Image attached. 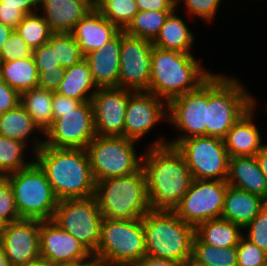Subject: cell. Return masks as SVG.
Masks as SVG:
<instances>
[{
  "mask_svg": "<svg viewBox=\"0 0 267 266\" xmlns=\"http://www.w3.org/2000/svg\"><path fill=\"white\" fill-rule=\"evenodd\" d=\"M146 146L142 169L152 211H174L193 181L182 153L166 137Z\"/></svg>",
  "mask_w": 267,
  "mask_h": 266,
  "instance_id": "cell-1",
  "label": "cell"
},
{
  "mask_svg": "<svg viewBox=\"0 0 267 266\" xmlns=\"http://www.w3.org/2000/svg\"><path fill=\"white\" fill-rule=\"evenodd\" d=\"M33 138L30 151L34 161L44 171L58 200L95 195L96 182L86 149L54 148L45 146L41 138Z\"/></svg>",
  "mask_w": 267,
  "mask_h": 266,
  "instance_id": "cell-2",
  "label": "cell"
},
{
  "mask_svg": "<svg viewBox=\"0 0 267 266\" xmlns=\"http://www.w3.org/2000/svg\"><path fill=\"white\" fill-rule=\"evenodd\" d=\"M151 64L148 91L167 103L196 90L213 74L203 68L192 53L156 46L152 50Z\"/></svg>",
  "mask_w": 267,
  "mask_h": 266,
  "instance_id": "cell-3",
  "label": "cell"
},
{
  "mask_svg": "<svg viewBox=\"0 0 267 266\" xmlns=\"http://www.w3.org/2000/svg\"><path fill=\"white\" fill-rule=\"evenodd\" d=\"M255 103L254 95L237 78L213 73L208 78L206 136L224 139Z\"/></svg>",
  "mask_w": 267,
  "mask_h": 266,
  "instance_id": "cell-4",
  "label": "cell"
},
{
  "mask_svg": "<svg viewBox=\"0 0 267 266\" xmlns=\"http://www.w3.org/2000/svg\"><path fill=\"white\" fill-rule=\"evenodd\" d=\"M95 198L103 218L138 219L151 210L146 176L138 172L96 182Z\"/></svg>",
  "mask_w": 267,
  "mask_h": 266,
  "instance_id": "cell-5",
  "label": "cell"
},
{
  "mask_svg": "<svg viewBox=\"0 0 267 266\" xmlns=\"http://www.w3.org/2000/svg\"><path fill=\"white\" fill-rule=\"evenodd\" d=\"M146 254L184 263L192 255L195 228L173 211H148L142 217Z\"/></svg>",
  "mask_w": 267,
  "mask_h": 266,
  "instance_id": "cell-6",
  "label": "cell"
},
{
  "mask_svg": "<svg viewBox=\"0 0 267 266\" xmlns=\"http://www.w3.org/2000/svg\"><path fill=\"white\" fill-rule=\"evenodd\" d=\"M146 255L142 218L107 219L101 223L100 242L95 261L108 266L135 265Z\"/></svg>",
  "mask_w": 267,
  "mask_h": 266,
  "instance_id": "cell-7",
  "label": "cell"
},
{
  "mask_svg": "<svg viewBox=\"0 0 267 266\" xmlns=\"http://www.w3.org/2000/svg\"><path fill=\"white\" fill-rule=\"evenodd\" d=\"M5 177L12 186L21 219L52 220L59 200L44 171L35 161Z\"/></svg>",
  "mask_w": 267,
  "mask_h": 266,
  "instance_id": "cell-8",
  "label": "cell"
},
{
  "mask_svg": "<svg viewBox=\"0 0 267 266\" xmlns=\"http://www.w3.org/2000/svg\"><path fill=\"white\" fill-rule=\"evenodd\" d=\"M137 143L123 136L96 135L86 148L95 182L138 172L143 154L137 155Z\"/></svg>",
  "mask_w": 267,
  "mask_h": 266,
  "instance_id": "cell-9",
  "label": "cell"
},
{
  "mask_svg": "<svg viewBox=\"0 0 267 266\" xmlns=\"http://www.w3.org/2000/svg\"><path fill=\"white\" fill-rule=\"evenodd\" d=\"M103 216L95 196L59 200L52 221L71 233L92 255L100 242Z\"/></svg>",
  "mask_w": 267,
  "mask_h": 266,
  "instance_id": "cell-10",
  "label": "cell"
},
{
  "mask_svg": "<svg viewBox=\"0 0 267 266\" xmlns=\"http://www.w3.org/2000/svg\"><path fill=\"white\" fill-rule=\"evenodd\" d=\"M176 148L184 156L193 179H227L230 157L223 139L194 136L182 140Z\"/></svg>",
  "mask_w": 267,
  "mask_h": 266,
  "instance_id": "cell-11",
  "label": "cell"
},
{
  "mask_svg": "<svg viewBox=\"0 0 267 266\" xmlns=\"http://www.w3.org/2000/svg\"><path fill=\"white\" fill-rule=\"evenodd\" d=\"M228 186L226 180L193 179L173 212L194 228L208 220L221 218Z\"/></svg>",
  "mask_w": 267,
  "mask_h": 266,
  "instance_id": "cell-12",
  "label": "cell"
},
{
  "mask_svg": "<svg viewBox=\"0 0 267 266\" xmlns=\"http://www.w3.org/2000/svg\"><path fill=\"white\" fill-rule=\"evenodd\" d=\"M207 107L208 79L196 90L172 99L168 103V123L182 133L167 144L176 147L186 138L206 136Z\"/></svg>",
  "mask_w": 267,
  "mask_h": 266,
  "instance_id": "cell-13",
  "label": "cell"
},
{
  "mask_svg": "<svg viewBox=\"0 0 267 266\" xmlns=\"http://www.w3.org/2000/svg\"><path fill=\"white\" fill-rule=\"evenodd\" d=\"M91 102H81L74 110L63 113L45 132L44 145L54 148L86 149L95 138Z\"/></svg>",
  "mask_w": 267,
  "mask_h": 266,
  "instance_id": "cell-14",
  "label": "cell"
},
{
  "mask_svg": "<svg viewBox=\"0 0 267 266\" xmlns=\"http://www.w3.org/2000/svg\"><path fill=\"white\" fill-rule=\"evenodd\" d=\"M153 42L121 30L119 88L148 91Z\"/></svg>",
  "mask_w": 267,
  "mask_h": 266,
  "instance_id": "cell-15",
  "label": "cell"
},
{
  "mask_svg": "<svg viewBox=\"0 0 267 266\" xmlns=\"http://www.w3.org/2000/svg\"><path fill=\"white\" fill-rule=\"evenodd\" d=\"M40 257L60 266H77L92 262L93 255L69 232L52 220L40 221Z\"/></svg>",
  "mask_w": 267,
  "mask_h": 266,
  "instance_id": "cell-16",
  "label": "cell"
},
{
  "mask_svg": "<svg viewBox=\"0 0 267 266\" xmlns=\"http://www.w3.org/2000/svg\"><path fill=\"white\" fill-rule=\"evenodd\" d=\"M162 120L168 122L167 102L149 91L130 92L125 112V138L140 141Z\"/></svg>",
  "mask_w": 267,
  "mask_h": 266,
  "instance_id": "cell-17",
  "label": "cell"
},
{
  "mask_svg": "<svg viewBox=\"0 0 267 266\" xmlns=\"http://www.w3.org/2000/svg\"><path fill=\"white\" fill-rule=\"evenodd\" d=\"M132 90L98 88L91 99L96 135L123 136L126 106Z\"/></svg>",
  "mask_w": 267,
  "mask_h": 266,
  "instance_id": "cell-18",
  "label": "cell"
},
{
  "mask_svg": "<svg viewBox=\"0 0 267 266\" xmlns=\"http://www.w3.org/2000/svg\"><path fill=\"white\" fill-rule=\"evenodd\" d=\"M40 220L20 219L4 225L1 244L11 266H25L40 257Z\"/></svg>",
  "mask_w": 267,
  "mask_h": 266,
  "instance_id": "cell-19",
  "label": "cell"
},
{
  "mask_svg": "<svg viewBox=\"0 0 267 266\" xmlns=\"http://www.w3.org/2000/svg\"><path fill=\"white\" fill-rule=\"evenodd\" d=\"M121 30L101 48L87 53V61L98 88H119Z\"/></svg>",
  "mask_w": 267,
  "mask_h": 266,
  "instance_id": "cell-20",
  "label": "cell"
},
{
  "mask_svg": "<svg viewBox=\"0 0 267 266\" xmlns=\"http://www.w3.org/2000/svg\"><path fill=\"white\" fill-rule=\"evenodd\" d=\"M94 8L89 0H39L38 11L52 33H71L75 25Z\"/></svg>",
  "mask_w": 267,
  "mask_h": 266,
  "instance_id": "cell-21",
  "label": "cell"
},
{
  "mask_svg": "<svg viewBox=\"0 0 267 266\" xmlns=\"http://www.w3.org/2000/svg\"><path fill=\"white\" fill-rule=\"evenodd\" d=\"M119 31L94 7L75 25L71 34L86 55L101 48Z\"/></svg>",
  "mask_w": 267,
  "mask_h": 266,
  "instance_id": "cell-22",
  "label": "cell"
},
{
  "mask_svg": "<svg viewBox=\"0 0 267 266\" xmlns=\"http://www.w3.org/2000/svg\"><path fill=\"white\" fill-rule=\"evenodd\" d=\"M256 104L239 119L223 139L229 157L255 156L266 144L254 119Z\"/></svg>",
  "mask_w": 267,
  "mask_h": 266,
  "instance_id": "cell-23",
  "label": "cell"
},
{
  "mask_svg": "<svg viewBox=\"0 0 267 266\" xmlns=\"http://www.w3.org/2000/svg\"><path fill=\"white\" fill-rule=\"evenodd\" d=\"M226 182L267 201V180L255 156L230 157Z\"/></svg>",
  "mask_w": 267,
  "mask_h": 266,
  "instance_id": "cell-24",
  "label": "cell"
},
{
  "mask_svg": "<svg viewBox=\"0 0 267 266\" xmlns=\"http://www.w3.org/2000/svg\"><path fill=\"white\" fill-rule=\"evenodd\" d=\"M266 204L267 201L258 195L228 186L221 218L244 228L259 214Z\"/></svg>",
  "mask_w": 267,
  "mask_h": 266,
  "instance_id": "cell-25",
  "label": "cell"
},
{
  "mask_svg": "<svg viewBox=\"0 0 267 266\" xmlns=\"http://www.w3.org/2000/svg\"><path fill=\"white\" fill-rule=\"evenodd\" d=\"M98 87L94 83L89 65L85 59L65 69L64 78L56 93L80 102H91Z\"/></svg>",
  "mask_w": 267,
  "mask_h": 266,
  "instance_id": "cell-26",
  "label": "cell"
},
{
  "mask_svg": "<svg viewBox=\"0 0 267 266\" xmlns=\"http://www.w3.org/2000/svg\"><path fill=\"white\" fill-rule=\"evenodd\" d=\"M176 11L175 8L168 15L153 45L165 50L192 53L195 35L185 23L186 21L176 14Z\"/></svg>",
  "mask_w": 267,
  "mask_h": 266,
  "instance_id": "cell-27",
  "label": "cell"
},
{
  "mask_svg": "<svg viewBox=\"0 0 267 266\" xmlns=\"http://www.w3.org/2000/svg\"><path fill=\"white\" fill-rule=\"evenodd\" d=\"M243 231L240 225L217 218L199 224L195 228V236L204 244L217 248H230L239 244Z\"/></svg>",
  "mask_w": 267,
  "mask_h": 266,
  "instance_id": "cell-28",
  "label": "cell"
},
{
  "mask_svg": "<svg viewBox=\"0 0 267 266\" xmlns=\"http://www.w3.org/2000/svg\"><path fill=\"white\" fill-rule=\"evenodd\" d=\"M38 76L33 55L15 61L0 62V79L20 94L37 88Z\"/></svg>",
  "mask_w": 267,
  "mask_h": 266,
  "instance_id": "cell-29",
  "label": "cell"
},
{
  "mask_svg": "<svg viewBox=\"0 0 267 266\" xmlns=\"http://www.w3.org/2000/svg\"><path fill=\"white\" fill-rule=\"evenodd\" d=\"M34 131L42 133L44 137V133L21 104L0 115V136L18 140L29 146Z\"/></svg>",
  "mask_w": 267,
  "mask_h": 266,
  "instance_id": "cell-30",
  "label": "cell"
},
{
  "mask_svg": "<svg viewBox=\"0 0 267 266\" xmlns=\"http://www.w3.org/2000/svg\"><path fill=\"white\" fill-rule=\"evenodd\" d=\"M53 92L39 87L21 93L20 104L45 134L52 126Z\"/></svg>",
  "mask_w": 267,
  "mask_h": 266,
  "instance_id": "cell-31",
  "label": "cell"
},
{
  "mask_svg": "<svg viewBox=\"0 0 267 266\" xmlns=\"http://www.w3.org/2000/svg\"><path fill=\"white\" fill-rule=\"evenodd\" d=\"M172 11H139L124 30L127 35L154 42Z\"/></svg>",
  "mask_w": 267,
  "mask_h": 266,
  "instance_id": "cell-32",
  "label": "cell"
},
{
  "mask_svg": "<svg viewBox=\"0 0 267 266\" xmlns=\"http://www.w3.org/2000/svg\"><path fill=\"white\" fill-rule=\"evenodd\" d=\"M27 147L23 142L0 136V176L5 177L34 162L33 157L31 161L24 159Z\"/></svg>",
  "mask_w": 267,
  "mask_h": 266,
  "instance_id": "cell-33",
  "label": "cell"
},
{
  "mask_svg": "<svg viewBox=\"0 0 267 266\" xmlns=\"http://www.w3.org/2000/svg\"><path fill=\"white\" fill-rule=\"evenodd\" d=\"M15 30L32 49L47 43L52 34L40 11L26 14Z\"/></svg>",
  "mask_w": 267,
  "mask_h": 266,
  "instance_id": "cell-34",
  "label": "cell"
},
{
  "mask_svg": "<svg viewBox=\"0 0 267 266\" xmlns=\"http://www.w3.org/2000/svg\"><path fill=\"white\" fill-rule=\"evenodd\" d=\"M192 256L208 266H237V249L217 248L202 243L196 236L193 238Z\"/></svg>",
  "mask_w": 267,
  "mask_h": 266,
  "instance_id": "cell-35",
  "label": "cell"
},
{
  "mask_svg": "<svg viewBox=\"0 0 267 266\" xmlns=\"http://www.w3.org/2000/svg\"><path fill=\"white\" fill-rule=\"evenodd\" d=\"M95 8L119 30H125L139 12L136 0H102Z\"/></svg>",
  "mask_w": 267,
  "mask_h": 266,
  "instance_id": "cell-36",
  "label": "cell"
},
{
  "mask_svg": "<svg viewBox=\"0 0 267 266\" xmlns=\"http://www.w3.org/2000/svg\"><path fill=\"white\" fill-rule=\"evenodd\" d=\"M48 43L54 48L55 62L64 69L72 67L85 57L71 33H52Z\"/></svg>",
  "mask_w": 267,
  "mask_h": 266,
  "instance_id": "cell-37",
  "label": "cell"
},
{
  "mask_svg": "<svg viewBox=\"0 0 267 266\" xmlns=\"http://www.w3.org/2000/svg\"><path fill=\"white\" fill-rule=\"evenodd\" d=\"M20 219L12 186L6 177L0 176V222L8 225Z\"/></svg>",
  "mask_w": 267,
  "mask_h": 266,
  "instance_id": "cell-38",
  "label": "cell"
},
{
  "mask_svg": "<svg viewBox=\"0 0 267 266\" xmlns=\"http://www.w3.org/2000/svg\"><path fill=\"white\" fill-rule=\"evenodd\" d=\"M181 2L184 4L186 15L198 17L202 21L210 23L215 20L214 17L222 0H177L176 7L181 6L179 5Z\"/></svg>",
  "mask_w": 267,
  "mask_h": 266,
  "instance_id": "cell-39",
  "label": "cell"
},
{
  "mask_svg": "<svg viewBox=\"0 0 267 266\" xmlns=\"http://www.w3.org/2000/svg\"><path fill=\"white\" fill-rule=\"evenodd\" d=\"M237 249V266H263L267 261V253L259 249L244 235L241 237Z\"/></svg>",
  "mask_w": 267,
  "mask_h": 266,
  "instance_id": "cell-40",
  "label": "cell"
},
{
  "mask_svg": "<svg viewBox=\"0 0 267 266\" xmlns=\"http://www.w3.org/2000/svg\"><path fill=\"white\" fill-rule=\"evenodd\" d=\"M29 47L16 30H13L0 51V62L15 61L32 56Z\"/></svg>",
  "mask_w": 267,
  "mask_h": 266,
  "instance_id": "cell-41",
  "label": "cell"
},
{
  "mask_svg": "<svg viewBox=\"0 0 267 266\" xmlns=\"http://www.w3.org/2000/svg\"><path fill=\"white\" fill-rule=\"evenodd\" d=\"M243 230L248 240L267 253V204Z\"/></svg>",
  "mask_w": 267,
  "mask_h": 266,
  "instance_id": "cell-42",
  "label": "cell"
},
{
  "mask_svg": "<svg viewBox=\"0 0 267 266\" xmlns=\"http://www.w3.org/2000/svg\"><path fill=\"white\" fill-rule=\"evenodd\" d=\"M32 55L38 72L63 69V67L59 66L58 62H55L54 48L48 42L33 49Z\"/></svg>",
  "mask_w": 267,
  "mask_h": 266,
  "instance_id": "cell-43",
  "label": "cell"
},
{
  "mask_svg": "<svg viewBox=\"0 0 267 266\" xmlns=\"http://www.w3.org/2000/svg\"><path fill=\"white\" fill-rule=\"evenodd\" d=\"M21 94L0 79V115L20 104Z\"/></svg>",
  "mask_w": 267,
  "mask_h": 266,
  "instance_id": "cell-44",
  "label": "cell"
},
{
  "mask_svg": "<svg viewBox=\"0 0 267 266\" xmlns=\"http://www.w3.org/2000/svg\"><path fill=\"white\" fill-rule=\"evenodd\" d=\"M81 102L72 98H68L60 93L53 92L52 97V124L62 117L63 113L74 110Z\"/></svg>",
  "mask_w": 267,
  "mask_h": 266,
  "instance_id": "cell-45",
  "label": "cell"
},
{
  "mask_svg": "<svg viewBox=\"0 0 267 266\" xmlns=\"http://www.w3.org/2000/svg\"><path fill=\"white\" fill-rule=\"evenodd\" d=\"M64 73V68L62 70H46L43 72H38V87L56 92L64 78Z\"/></svg>",
  "mask_w": 267,
  "mask_h": 266,
  "instance_id": "cell-46",
  "label": "cell"
},
{
  "mask_svg": "<svg viewBox=\"0 0 267 266\" xmlns=\"http://www.w3.org/2000/svg\"><path fill=\"white\" fill-rule=\"evenodd\" d=\"M25 13L17 8L10 6H3L0 2V22L6 26L16 29L18 24L24 19Z\"/></svg>",
  "mask_w": 267,
  "mask_h": 266,
  "instance_id": "cell-47",
  "label": "cell"
},
{
  "mask_svg": "<svg viewBox=\"0 0 267 266\" xmlns=\"http://www.w3.org/2000/svg\"><path fill=\"white\" fill-rule=\"evenodd\" d=\"M139 11H173L176 7L174 0H136Z\"/></svg>",
  "mask_w": 267,
  "mask_h": 266,
  "instance_id": "cell-48",
  "label": "cell"
},
{
  "mask_svg": "<svg viewBox=\"0 0 267 266\" xmlns=\"http://www.w3.org/2000/svg\"><path fill=\"white\" fill-rule=\"evenodd\" d=\"M3 6L17 7L25 14H30L38 11L39 0H0ZM34 8V9H33Z\"/></svg>",
  "mask_w": 267,
  "mask_h": 266,
  "instance_id": "cell-49",
  "label": "cell"
},
{
  "mask_svg": "<svg viewBox=\"0 0 267 266\" xmlns=\"http://www.w3.org/2000/svg\"><path fill=\"white\" fill-rule=\"evenodd\" d=\"M135 266H183V264L174 260L156 258L146 254Z\"/></svg>",
  "mask_w": 267,
  "mask_h": 266,
  "instance_id": "cell-50",
  "label": "cell"
},
{
  "mask_svg": "<svg viewBox=\"0 0 267 266\" xmlns=\"http://www.w3.org/2000/svg\"><path fill=\"white\" fill-rule=\"evenodd\" d=\"M260 169L267 180V143L261 148V150L255 155Z\"/></svg>",
  "mask_w": 267,
  "mask_h": 266,
  "instance_id": "cell-51",
  "label": "cell"
},
{
  "mask_svg": "<svg viewBox=\"0 0 267 266\" xmlns=\"http://www.w3.org/2000/svg\"><path fill=\"white\" fill-rule=\"evenodd\" d=\"M14 29L9 26H6L0 22V51L2 49L3 44L8 39L9 35Z\"/></svg>",
  "mask_w": 267,
  "mask_h": 266,
  "instance_id": "cell-52",
  "label": "cell"
},
{
  "mask_svg": "<svg viewBox=\"0 0 267 266\" xmlns=\"http://www.w3.org/2000/svg\"><path fill=\"white\" fill-rule=\"evenodd\" d=\"M25 266H60L48 259L38 257L37 259L32 260Z\"/></svg>",
  "mask_w": 267,
  "mask_h": 266,
  "instance_id": "cell-53",
  "label": "cell"
},
{
  "mask_svg": "<svg viewBox=\"0 0 267 266\" xmlns=\"http://www.w3.org/2000/svg\"><path fill=\"white\" fill-rule=\"evenodd\" d=\"M0 266H11L10 261L8 260L4 248L0 242Z\"/></svg>",
  "mask_w": 267,
  "mask_h": 266,
  "instance_id": "cell-54",
  "label": "cell"
},
{
  "mask_svg": "<svg viewBox=\"0 0 267 266\" xmlns=\"http://www.w3.org/2000/svg\"><path fill=\"white\" fill-rule=\"evenodd\" d=\"M183 266H208L203 262L196 260L192 255L183 263Z\"/></svg>",
  "mask_w": 267,
  "mask_h": 266,
  "instance_id": "cell-55",
  "label": "cell"
},
{
  "mask_svg": "<svg viewBox=\"0 0 267 266\" xmlns=\"http://www.w3.org/2000/svg\"><path fill=\"white\" fill-rule=\"evenodd\" d=\"M80 266H108V265L93 260L92 262H90V263H88V264H83V265H80Z\"/></svg>",
  "mask_w": 267,
  "mask_h": 266,
  "instance_id": "cell-56",
  "label": "cell"
},
{
  "mask_svg": "<svg viewBox=\"0 0 267 266\" xmlns=\"http://www.w3.org/2000/svg\"><path fill=\"white\" fill-rule=\"evenodd\" d=\"M102 0H89L93 7H96Z\"/></svg>",
  "mask_w": 267,
  "mask_h": 266,
  "instance_id": "cell-57",
  "label": "cell"
},
{
  "mask_svg": "<svg viewBox=\"0 0 267 266\" xmlns=\"http://www.w3.org/2000/svg\"><path fill=\"white\" fill-rule=\"evenodd\" d=\"M3 229H4V224L2 222H0V242L2 239Z\"/></svg>",
  "mask_w": 267,
  "mask_h": 266,
  "instance_id": "cell-58",
  "label": "cell"
},
{
  "mask_svg": "<svg viewBox=\"0 0 267 266\" xmlns=\"http://www.w3.org/2000/svg\"><path fill=\"white\" fill-rule=\"evenodd\" d=\"M116 266H135V265H116Z\"/></svg>",
  "mask_w": 267,
  "mask_h": 266,
  "instance_id": "cell-59",
  "label": "cell"
}]
</instances>
